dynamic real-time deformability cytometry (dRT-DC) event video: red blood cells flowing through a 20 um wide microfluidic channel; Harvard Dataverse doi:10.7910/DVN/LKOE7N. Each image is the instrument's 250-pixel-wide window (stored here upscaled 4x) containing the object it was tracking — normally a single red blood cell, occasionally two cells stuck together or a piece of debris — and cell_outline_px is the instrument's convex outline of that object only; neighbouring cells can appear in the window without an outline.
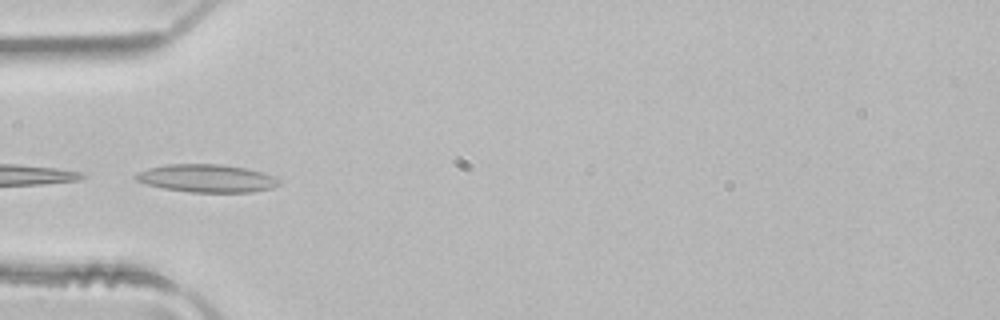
{"species": "common noctule bat (a hibernating species)", "species_latin": "Nyctalus noctula", "temperature_condition": "room temperature", "stored_images_in_passage": 4, "camera_frame_rate_fps": 3000, "um_per_image_px": 0.085, "animal": {"sex": "male", "body_mass_g": 21.5, "forearm_length_mm": 52.0}, "frame": {"image": 1, "passage_image": 4, "time_ms": 1.0, "image_size_px": [1000, 320], "cell_outline_px": [[280, 184], [272, 188], [252, 192], [188, 192], [164, 188], [148, 184], [136, 180], [132, 176], [136, 172], [148, 168], [164, 164], [220, 164], [248, 168], [272, 176], [280, 180]], "centroid_in_image_um": [17.54, 15.15], "position_along_channel_um": 67.5, "area_um2": 23.35}}